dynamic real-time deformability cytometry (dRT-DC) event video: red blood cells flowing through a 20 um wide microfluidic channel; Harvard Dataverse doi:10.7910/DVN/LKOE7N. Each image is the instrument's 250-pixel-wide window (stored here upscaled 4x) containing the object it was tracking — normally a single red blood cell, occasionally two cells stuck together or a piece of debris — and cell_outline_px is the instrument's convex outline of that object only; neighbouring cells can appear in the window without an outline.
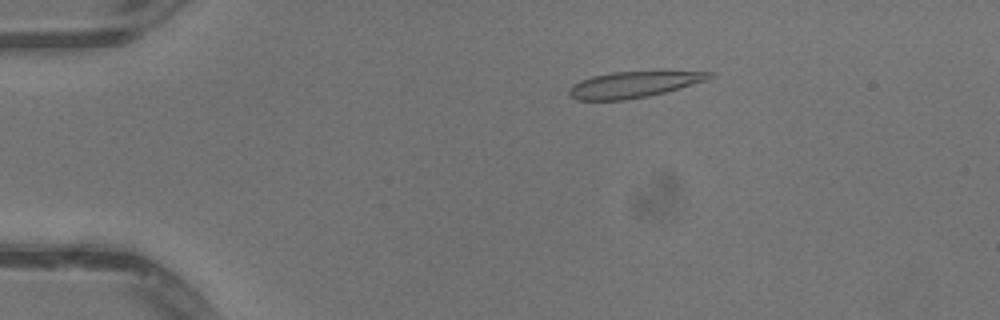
{"species": "common noctule bat (a hibernating species)", "species_latin": "Nyctalus noctula", "temperature_condition": "warm", "stored_images_in_passage": 51, "camera_frame_rate_fps": 3000, "um_per_image_px": 0.085, "animal": {"sex": "male", "body_mass_g": 13.3}, "frame": {"image": 1, "passage_image": 10, "time_ms": 3.0, "image_size_px": [1000, 320], "cell_outline_px": [[716, 76], [680, 88], [648, 96], [624, 100], [576, 100], [568, 92], [568, 88], [572, 84], [580, 80], [592, 76], [612, 72], [660, 68], [664, 68], [716, 72]], "centroid_in_image_um": [53.98, 7.11], "position_along_channel_um": 31.0, "area_um2": 22.6}}
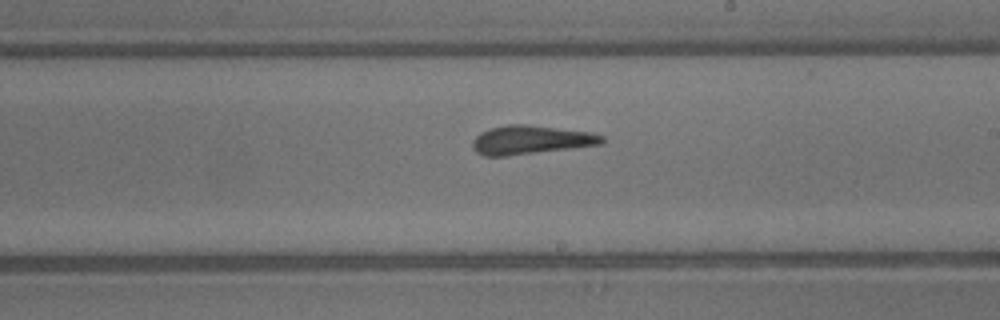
{"frame": {"image": 2, "passage_image": 30, "time_ms": 9.667, "image_size_px": [1000, 320], "cell_outline_px": [[604, 140], [600, 144], [572, 148], [504, 156], [484, 156], [476, 152], [472, 148], [472, 140], [480, 132], [488, 128], [508, 124], [528, 124], [592, 132], [604, 136]], "centroid_in_image_um": [45.08, 11.88], "position_along_channel_um": 243.9, "area_um2": 21.79}}
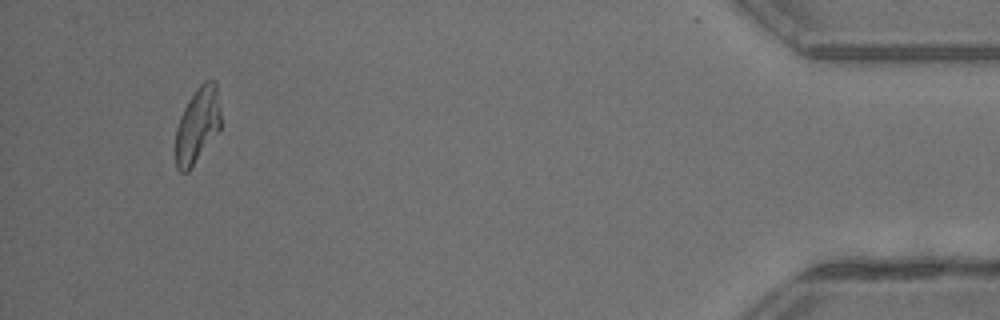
{"frame": {"image": 3, "passage_image": 48, "time_ms": 15.667, "image_size_px": [1000, 320], "cell_outline_px": [[220, 128], [188, 172], [180, 172], [176, 168], [176, 128], [180, 116], [188, 100], [196, 88], [204, 80], [216, 80], [220, 112]], "centroid_in_image_um": [16.77, 10.61], "position_along_channel_um": 418.4, "area_um2": 19.77}, "authors_computed_cell_mechanics": {"area_um2": 21.675, "velocity_mm_per_s": 4.1153, "shape_relaxation_time_tau1_ms": 5.9763, "shape_relaxation_time_tau2_ms": 2.7908, "deformation_change_tau1": 0.1897, "deformation_change_tau2": 0.1163}}